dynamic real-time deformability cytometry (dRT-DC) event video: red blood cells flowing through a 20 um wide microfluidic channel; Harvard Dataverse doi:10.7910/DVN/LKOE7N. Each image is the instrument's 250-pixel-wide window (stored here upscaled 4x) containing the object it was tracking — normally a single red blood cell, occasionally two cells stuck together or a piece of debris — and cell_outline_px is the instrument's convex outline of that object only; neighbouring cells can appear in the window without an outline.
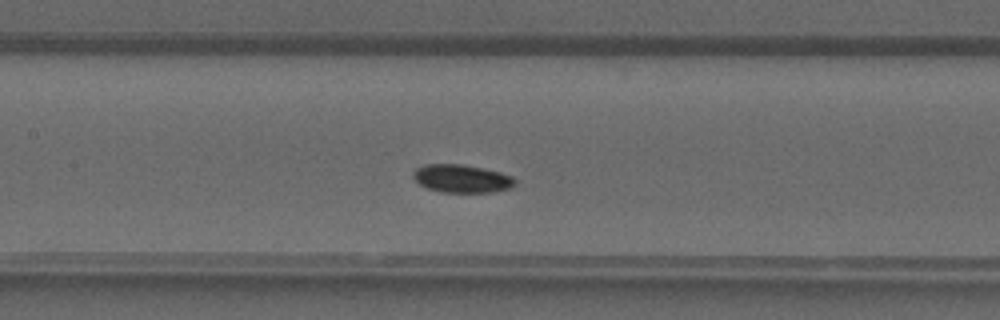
{"species": "common noctule bat (a hibernating species)", "species_latin": "Nyctalus noctula", "temperature_condition": "warm", "stored_images_in_passage": 27, "camera_frame_rate_fps": 3000, "um_per_image_px": 0.085, "animal": {"sex": "male", "forearm_length_mm": 52.5}, "frame": {"image": 1, "passage_image": 12, "time_ms": 3.667, "image_size_px": [1000, 320], "cell_outline_px": [[516, 184], [512, 188], [492, 192], [444, 192], [428, 188], [420, 184], [412, 176], [412, 172], [416, 168], [424, 164], [464, 164], [484, 168], [500, 172], [512, 176], [516, 180]], "centroid_in_image_um": [39.27, 15.17], "position_along_channel_um": 168.1, "area_um2": 16.76}}
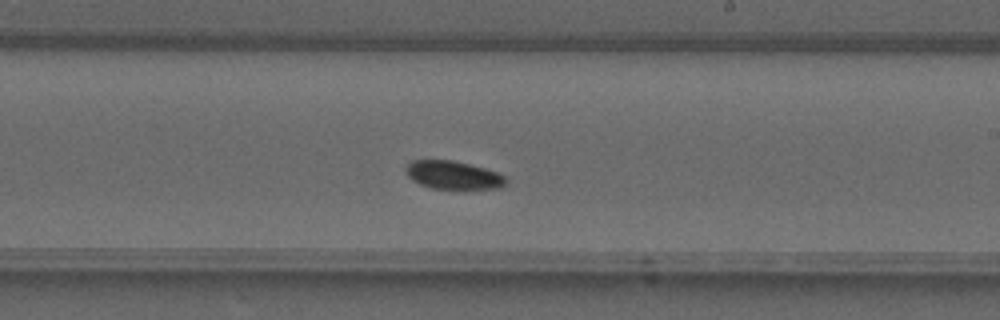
{"frame": {"image": 2, "passage_image": 17, "time_ms": 5.333, "image_size_px": [1000, 320], "cell_outline_px": [[508, 180], [504, 188], [468, 192], [428, 188], [412, 180], [404, 172], [404, 168], [412, 160], [452, 160], [484, 168], [496, 172], [504, 176]], "centroid_in_image_um": [38.57, 14.95], "position_along_channel_um": 250.4, "area_um2": 17.51}}
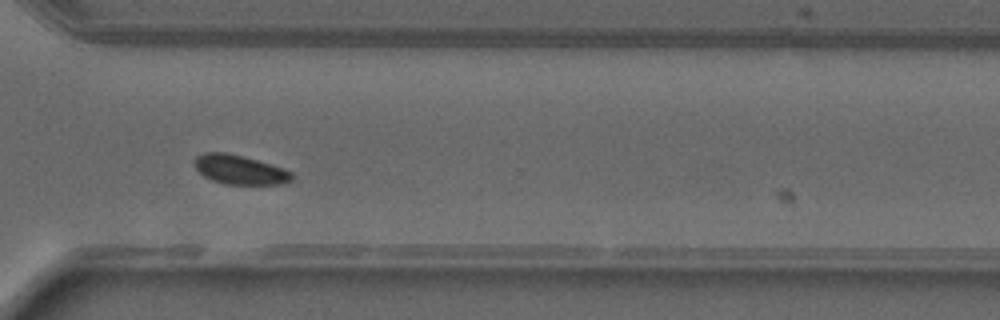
{"frame": {"image": 3, "passage_image": 23, "time_ms": 7.333, "image_size_px": [1000, 320], "cell_outline_px": [[292, 180], [284, 184], [224, 184], [212, 180], [204, 176], [196, 168], [196, 156], [204, 152], [224, 152], [272, 164], [284, 168], [292, 172]], "centroid_in_image_um": [20.41, 14.43], "position_along_channel_um": 350.2, "area_um2": 16.42}}